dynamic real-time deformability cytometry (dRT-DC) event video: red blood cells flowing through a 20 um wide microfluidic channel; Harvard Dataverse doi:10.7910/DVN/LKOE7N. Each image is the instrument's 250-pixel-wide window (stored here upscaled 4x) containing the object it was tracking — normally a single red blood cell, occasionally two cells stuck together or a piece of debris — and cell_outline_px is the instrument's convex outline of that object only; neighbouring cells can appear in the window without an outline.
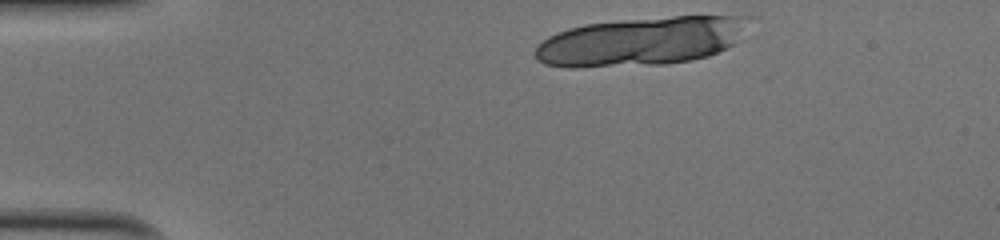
{"species": "human", "species_latin": "Homo sapiens", "temperature_condition": "cold", "stored_images_in_passage": 10, "camera_frame_rate_fps": 3000, "um_per_image_px": 0.085, "donor": {"sex": "male"}, "frame": {"image": 1, "passage_image": 1, "time_ms": 0.0, "image_size_px": [1000, 240], "cell_outline_px": [[732, 44], [728, 48], [708, 56], [692, 60], [664, 64], [580, 68], [568, 68], [544, 64], [536, 60], [532, 52], [548, 36], [556, 32], [568, 28], [584, 24], [620, 20], [672, 16], [732, 16]], "centroid_in_image_um": [54.11, 3.57], "position_along_channel_um": 30.9, "area_um2": 58.61}}